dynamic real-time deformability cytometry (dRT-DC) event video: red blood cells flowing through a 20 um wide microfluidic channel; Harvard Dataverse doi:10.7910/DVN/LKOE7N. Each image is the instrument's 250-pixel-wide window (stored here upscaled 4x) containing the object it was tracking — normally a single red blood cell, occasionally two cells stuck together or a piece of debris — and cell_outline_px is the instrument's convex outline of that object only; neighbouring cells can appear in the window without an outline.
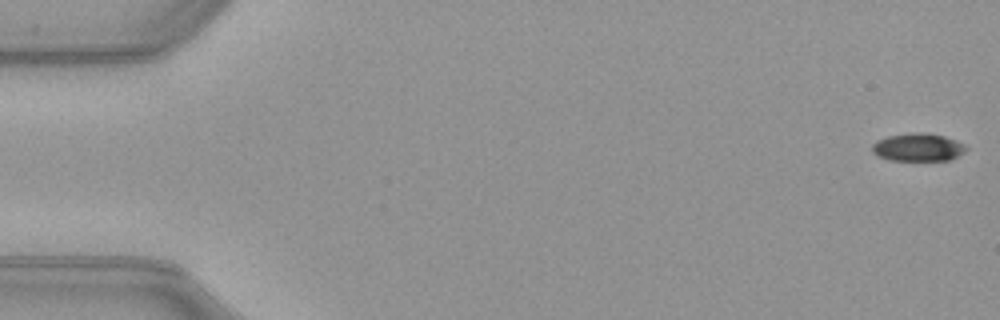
{"species": "common noctule bat (a hibernating species)", "species_latin": "Nyctalus noctula", "temperature_condition": "warm", "stored_images_in_passage": 17, "camera_frame_rate_fps": 3000, "um_per_image_px": 0.085, "animal": {"sex": "female", "body_mass_g": 21.9}, "frame": {"image": 1, "passage_image": 1, "time_ms": 0.0, "image_size_px": [1000, 320], "cell_outline_px": [[968, 148], [964, 152], [952, 160], [888, 160], [876, 156], [872, 152], [872, 144], [876, 140], [888, 136], [912, 132], [920, 132], [944, 136], [956, 140], [964, 144]], "centroid_in_image_um": [78.01, 12.52], "position_along_channel_um": 7.0, "area_um2": 15.43}}
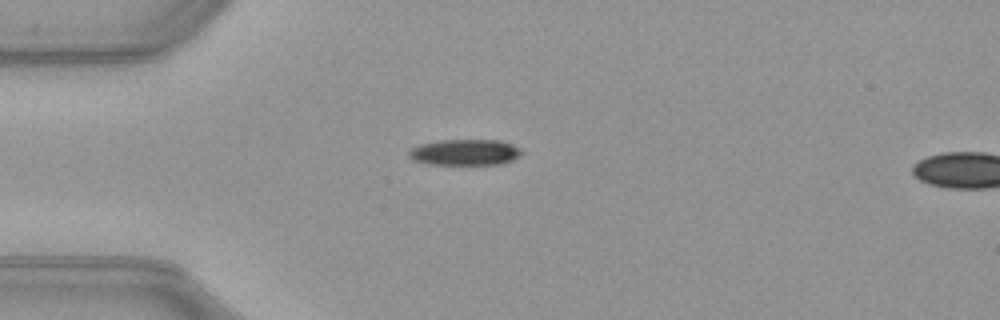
{"frame": {"image": 2, "passage_image": 14, "time_ms": 4.333, "image_size_px": [1000, 320], "cell_outline_px": [[524, 152], [520, 156], [512, 160], [500, 164], [428, 164], [416, 160], [408, 156], [408, 152], [412, 148], [420, 144], [436, 140], [500, 140], [512, 144], [520, 148]], "centroid_in_image_um": [39.55, 12.93], "position_along_channel_um": 45.4, "area_um2": 17.11}}